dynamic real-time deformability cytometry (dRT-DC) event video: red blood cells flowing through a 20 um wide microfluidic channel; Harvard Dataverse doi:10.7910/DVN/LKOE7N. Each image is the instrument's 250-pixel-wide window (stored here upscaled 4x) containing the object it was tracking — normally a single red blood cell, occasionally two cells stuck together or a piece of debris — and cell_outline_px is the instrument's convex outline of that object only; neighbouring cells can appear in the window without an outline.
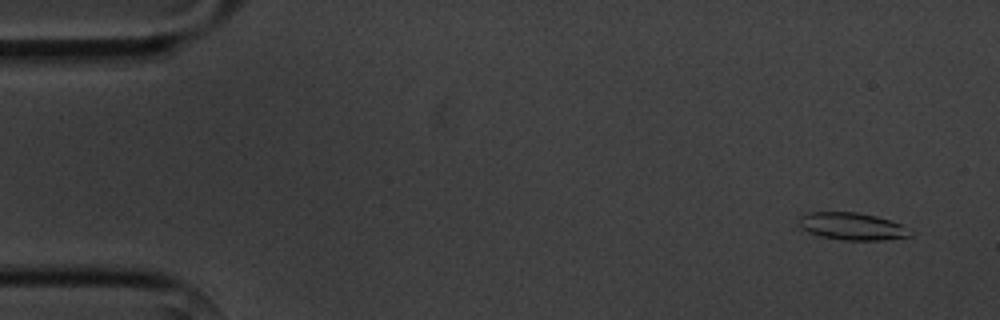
{"species": "common noctule bat (a hibernating species)", "species_latin": "Nyctalus noctula", "temperature_condition": "cold", "stored_images_in_passage": 4, "camera_frame_rate_fps": 3000, "um_per_image_px": 0.085, "animal": {"sex": "male", "body_mass_g": 20.1, "forearm_length_mm": 53.5}, "frame": {"image": 1, "passage_image": 1, "time_ms": 0.0, "image_size_px": [1000, 320], "cell_outline_px": [[912, 236], [884, 240], [844, 240], [820, 236], [808, 232], [800, 228], [800, 216], [808, 212], [856, 212], [876, 216], [892, 220], [900, 224], [912, 232]], "centroid_in_image_um": [72.44, 19.24], "position_along_channel_um": 12.6, "area_um2": 17.74}}